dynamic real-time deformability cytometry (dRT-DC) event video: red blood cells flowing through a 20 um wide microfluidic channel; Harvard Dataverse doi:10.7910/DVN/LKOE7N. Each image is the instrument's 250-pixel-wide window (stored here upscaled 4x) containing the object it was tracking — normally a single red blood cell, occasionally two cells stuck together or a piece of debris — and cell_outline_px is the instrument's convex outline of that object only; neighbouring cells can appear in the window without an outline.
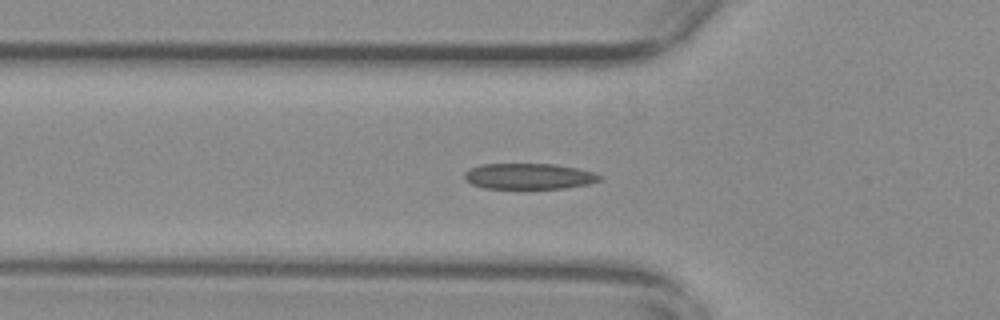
{"species": "common noctule bat (a hibernating species)", "species_latin": "Nyctalus noctula", "temperature_condition": "warm", "stored_images_in_passage": 39, "camera_frame_rate_fps": 3000, "um_per_image_px": 0.085, "animal": {"sex": "female", "body_mass_g": 29.2, "forearm_length_mm": 56.3}, "frame": {"image": 1, "passage_image": 19, "time_ms": 6.0, "image_size_px": [1000, 320], "cell_outline_px": [[604, 180], [588, 184], [564, 188], [484, 188], [472, 184], [464, 180], [464, 172], [480, 164], [556, 164], [576, 168], [592, 172], [604, 176]], "centroid_in_image_um": [44.98, 14.98], "position_along_channel_um": 80.8, "area_um2": 20.4}}
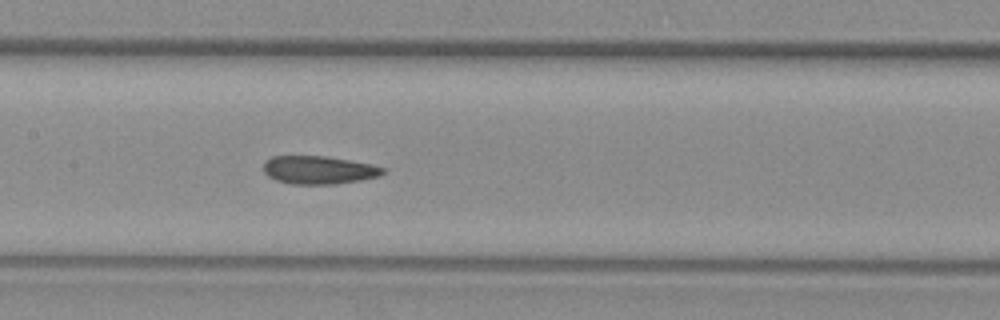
{"frame": {"image": 2, "passage_image": 27, "time_ms": 8.667, "image_size_px": [1000, 320], "cell_outline_px": [[384, 172], [380, 176], [360, 180], [336, 184], [292, 184], [276, 180], [268, 176], [264, 172], [264, 160], [272, 156], [324, 156], [372, 164], [384, 168]], "centroid_in_image_um": [27.07, 14.45], "position_along_channel_um": 180.3, "area_um2": 19.54}}
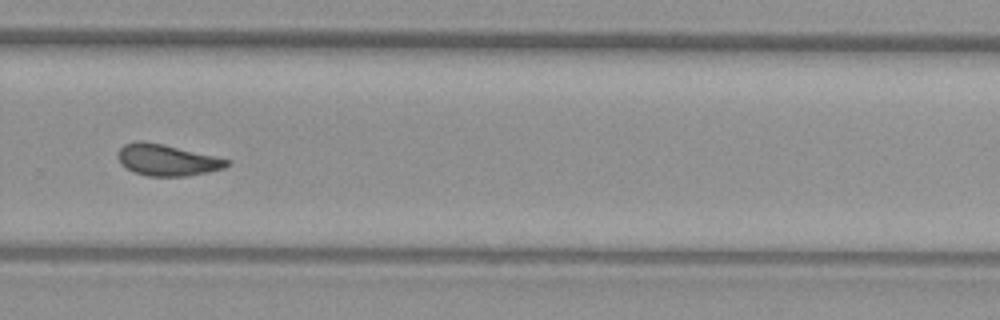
{"frame": {"image": 3, "passage_image": 38, "time_ms": 12.333, "image_size_px": [1000, 320], "cell_outline_px": [[232, 164], [224, 168], [208, 172], [184, 176], [148, 176], [132, 172], [120, 164], [116, 156], [120, 148], [124, 144], [136, 140], [144, 140], [164, 144], [232, 160]], "centroid_in_image_um": [14.18, 13.59], "position_along_channel_um": 315.6, "area_um2": 20.29}}